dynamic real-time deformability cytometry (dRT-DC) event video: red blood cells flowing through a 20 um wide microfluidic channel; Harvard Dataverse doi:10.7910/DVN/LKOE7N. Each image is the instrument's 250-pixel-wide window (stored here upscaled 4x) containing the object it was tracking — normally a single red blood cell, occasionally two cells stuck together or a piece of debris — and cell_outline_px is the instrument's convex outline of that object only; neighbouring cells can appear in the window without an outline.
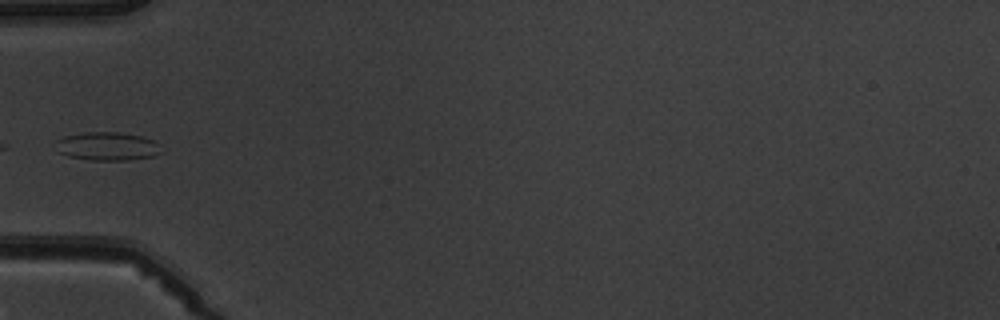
{"species": "common noctule bat (a hibernating species)", "species_latin": "Nyctalus noctula", "temperature_condition": "warm", "stored_images_in_passage": 5, "camera_frame_rate_fps": 3000, "um_per_image_px": 0.085, "animal": {"sex": "male", "body_mass_g": 19.5, "forearm_length_mm": 54.6}, "frame": {"image": 1, "passage_image": 5, "time_ms": 5.333, "image_size_px": [1000, 320], "cell_outline_px": [[160, 152], [152, 156], [128, 160], [92, 160], [68, 156], [60, 152], [56, 140], [64, 136], [84, 132], [120, 132], [140, 136], [152, 140], [160, 144]], "centroid_in_image_um": [9.13, 12.42], "position_along_channel_um": 75.9, "area_um2": 17.22}}